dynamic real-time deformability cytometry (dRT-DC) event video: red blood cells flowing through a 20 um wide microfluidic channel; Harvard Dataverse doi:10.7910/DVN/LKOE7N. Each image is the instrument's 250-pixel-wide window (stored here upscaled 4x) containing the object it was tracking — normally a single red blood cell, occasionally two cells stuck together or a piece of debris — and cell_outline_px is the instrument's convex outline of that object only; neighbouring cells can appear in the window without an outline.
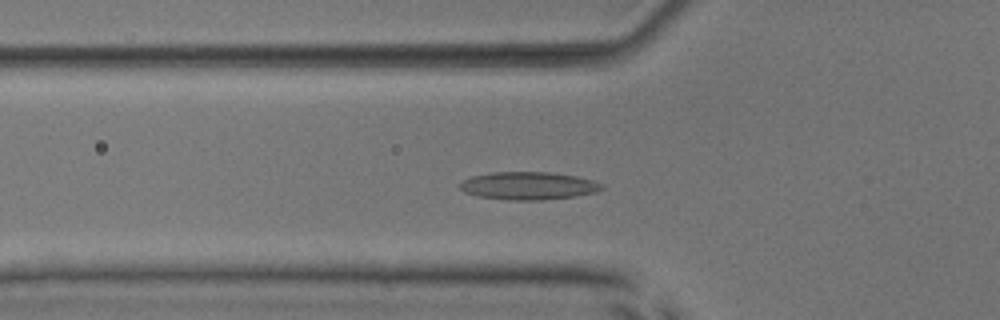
{"species": "common noctule bat (a hibernating species)", "species_latin": "Nyctalus noctula", "temperature_condition": "room temperature", "stored_images_in_passage": 52, "camera_frame_rate_fps": 3000, "um_per_image_px": 0.085, "animal": {"sex": "male", "body_mass_g": 17.9, "forearm_length_mm": 54.2}, "frame": {"image": 1, "passage_image": 18, "time_ms": 5.667, "image_size_px": [1000, 320], "cell_outline_px": [[604, 188], [596, 192], [576, 196], [544, 200], [508, 200], [480, 196], [464, 192], [460, 188], [460, 184], [464, 180], [472, 176], [492, 172], [548, 172], [576, 176], [592, 180], [604, 184]], "centroid_in_image_um": [44.95, 15.79], "position_along_channel_um": 80.9, "area_um2": 22.95}}
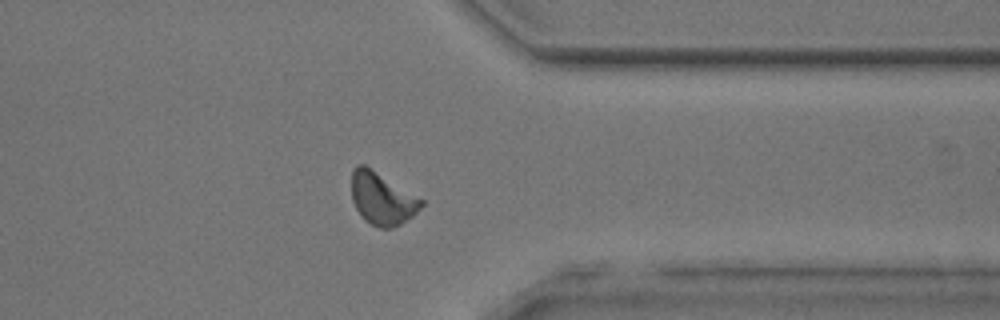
{"frame": {"image": 2, "passage_image": 41, "time_ms": 13.333, "image_size_px": [1000, 320], "cell_outline_px": [[424, 204], [412, 216], [400, 224], [392, 228], [380, 228], [364, 220], [356, 208], [352, 200], [352, 172], [356, 164], [364, 164], [424, 200]], "centroid_in_image_um": [32.46, 16.88], "position_along_channel_um": 378.9, "area_um2": 21.04}}
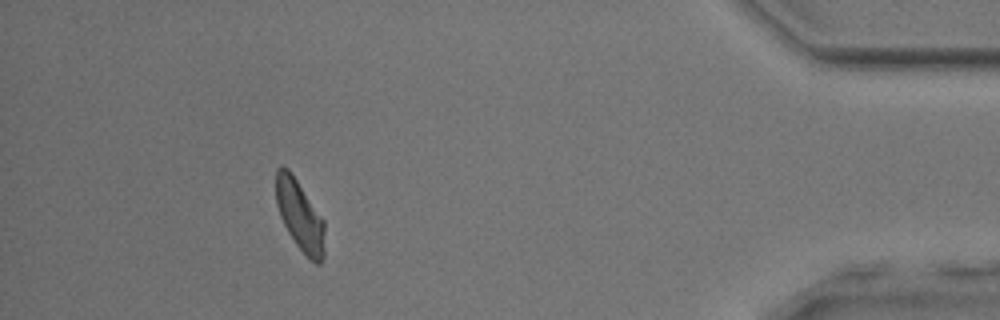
{"frame": {"image": 3, "passage_image": 47, "time_ms": 15.333, "image_size_px": [1000, 320], "cell_outline_px": [[324, 256], [320, 264], [316, 264], [296, 244], [288, 232], [280, 216], [276, 204], [276, 168], [288, 168], [292, 172], [324, 220]], "centroid_in_image_um": [25.49, 18.3], "position_along_channel_um": 409.7, "area_um2": 19.83}, "authors_computed_cell_mechanics": {"area_um2": 20.8369, "velocity_mm_per_s": 3.9533, "shape_relaxation_time_tau1_ms": 5.2121, "shape_relaxation_time_tau2_ms": 2.8047, "deformation_change_tau1": 0.111, "deformation_change_tau2": 0.0909}}